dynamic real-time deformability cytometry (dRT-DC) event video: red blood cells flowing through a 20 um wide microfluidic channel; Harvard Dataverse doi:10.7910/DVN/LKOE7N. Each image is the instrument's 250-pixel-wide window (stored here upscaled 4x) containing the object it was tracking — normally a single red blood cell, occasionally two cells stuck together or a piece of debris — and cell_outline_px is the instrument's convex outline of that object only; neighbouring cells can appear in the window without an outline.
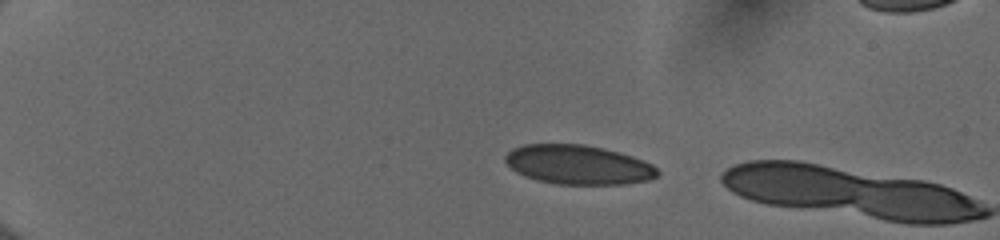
{"species": "human", "species_latin": "Homo sapiens", "temperature_condition": "cold", "stored_images_in_passage": 2, "camera_frame_rate_fps": 3000, "um_per_image_px": 0.085, "donor": {"sex": "female"}, "frame": {"image": 1, "passage_image": 1, "time_ms": 0.0, "image_size_px": [1000, 240], "cell_outline_px": [[660, 172], [656, 176], [648, 180], [624, 184], [556, 184], [536, 180], [524, 176], [516, 172], [504, 160], [504, 156], [512, 148], [524, 144], [584, 144], [604, 148], [620, 152], [644, 160], [652, 164]], "centroid_in_image_um": [49.14, 13.99], "position_along_channel_um": 35.9, "area_um2": 35.03}}